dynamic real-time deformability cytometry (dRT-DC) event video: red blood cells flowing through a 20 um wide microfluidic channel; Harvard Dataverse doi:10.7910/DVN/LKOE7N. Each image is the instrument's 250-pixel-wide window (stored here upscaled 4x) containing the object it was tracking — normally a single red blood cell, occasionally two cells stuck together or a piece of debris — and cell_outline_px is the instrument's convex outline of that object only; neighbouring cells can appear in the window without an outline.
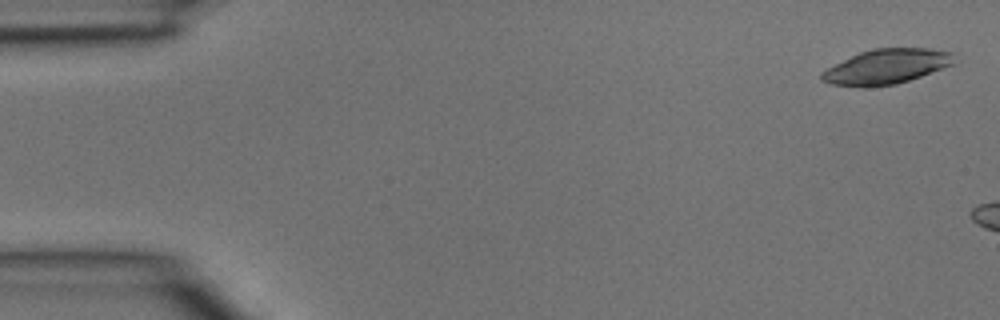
{"species": "common noctule bat (a hibernating species)", "species_latin": "Nyctalus noctula", "temperature_condition": "room temperature", "stored_images_in_passage": 2, "camera_frame_rate_fps": 3000, "um_per_image_px": 0.085, "animal": {"sex": "male", "body_mass_g": 15.6}, "frame": {"image": 1, "passage_image": 1, "time_ms": 0.0, "image_size_px": [1000, 320], "cell_outline_px": [[956, 52], [952, 64], [920, 76], [896, 84], [864, 88], [832, 84], [820, 80], [820, 72], [860, 52], [872, 48], [928, 48]], "centroid_in_image_um": [75.33, 5.66], "position_along_channel_um": 9.7, "area_um2": 26.82}}